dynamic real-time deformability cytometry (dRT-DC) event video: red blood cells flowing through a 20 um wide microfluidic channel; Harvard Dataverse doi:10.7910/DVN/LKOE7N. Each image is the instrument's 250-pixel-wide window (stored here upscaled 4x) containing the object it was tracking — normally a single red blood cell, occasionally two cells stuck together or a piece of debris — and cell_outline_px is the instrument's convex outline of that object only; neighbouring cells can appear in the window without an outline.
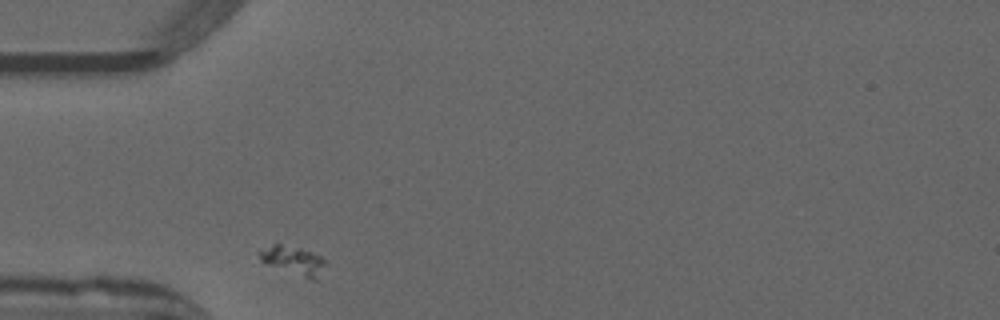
{"species": "common noctule bat (a hibernating species)", "species_latin": "Nyctalus noctula", "temperature_condition": "warm", "stored_images_in_passage": 29, "camera_frame_rate_fps": 3000, "um_per_image_px": 0.085, "animal": {"sex": "male", "forearm_length_mm": 52.5}, "frame": {"image": 1, "passage_image": 1, "time_ms": 0.0, "image_size_px": [1000, 320], "cell_outline_px": [[328, 260], [316, 280], [312, 280], [260, 260], [256, 252], [272, 244], [280, 244], [300, 248], [312, 252]], "centroid_in_image_um": [24.96, 22.11], "position_along_channel_um": 60.0, "area_um2": 10.75}}
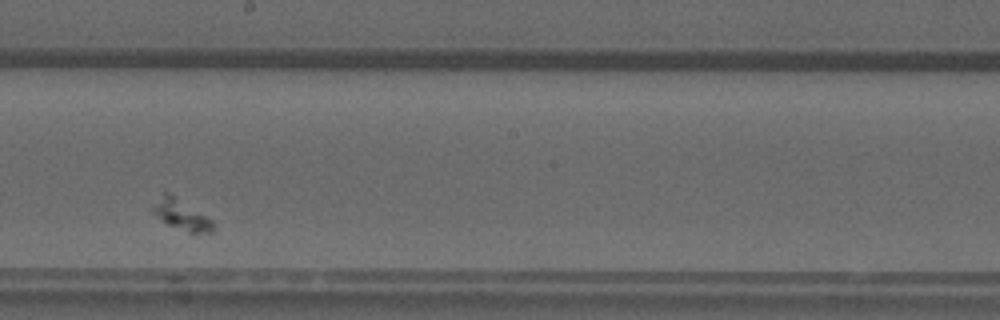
{"frame": {"image": 2, "passage_image": 16, "time_ms": 5.0, "image_size_px": [1000, 320], "cell_outline_px": [[216, 228], [212, 232], [188, 232], [168, 224], [152, 212], [152, 208], [164, 192], [168, 192], [212, 220]], "centroid_in_image_um": [15.44, 18.27], "position_along_channel_um": 232.8, "area_um2": 10.17}}
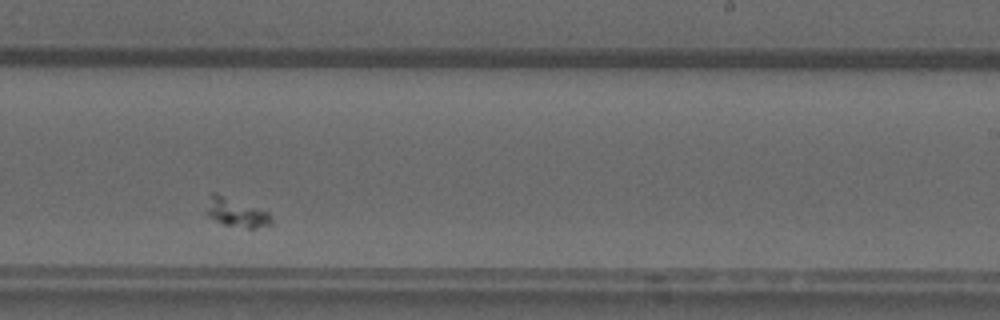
{"frame": {"image": 3, "passage_image": 19, "time_ms": 6.0, "image_size_px": [1000, 320], "cell_outline_px": [[272, 224], [256, 228], [248, 228], [224, 224], [208, 216], [208, 208], [212, 192], [216, 192], [268, 212], [272, 216]], "centroid_in_image_um": [20.14, 18.07], "position_along_channel_um": 268.9, "area_um2": 10.52}}